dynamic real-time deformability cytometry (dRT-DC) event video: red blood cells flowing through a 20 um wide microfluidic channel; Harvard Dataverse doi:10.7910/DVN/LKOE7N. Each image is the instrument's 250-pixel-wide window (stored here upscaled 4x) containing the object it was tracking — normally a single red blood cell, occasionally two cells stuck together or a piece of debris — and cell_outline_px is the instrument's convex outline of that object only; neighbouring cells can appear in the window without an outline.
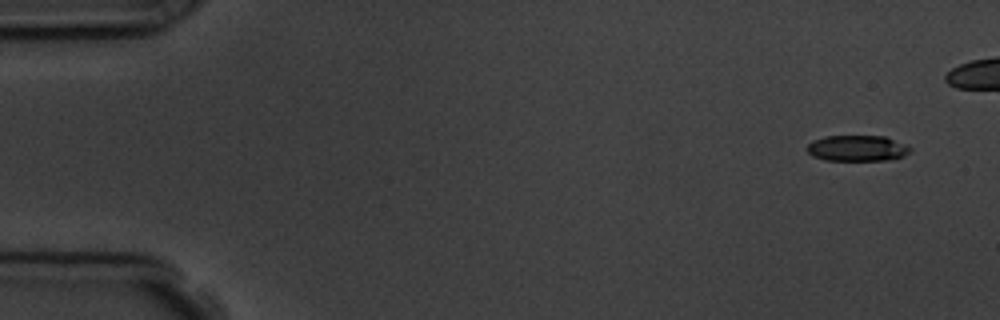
{"species": "common noctule bat (a hibernating species)", "species_latin": "Nyctalus noctula", "temperature_condition": "room temperature", "stored_images_in_passage": 6, "camera_frame_rate_fps": 3000, "um_per_image_px": 0.085, "animal": {"sex": "male", "body_mass_g": 19.5, "forearm_length_mm": 54.6}, "frame": {"image": 1, "passage_image": 1, "time_ms": 0.0, "image_size_px": [1000, 320], "cell_outline_px": [[912, 148], [904, 156], [888, 160], [824, 160], [812, 156], [808, 152], [808, 144], [812, 140], [824, 136], [884, 136]], "centroid_in_image_um": [72.82, 12.6], "position_along_channel_um": 12.2, "area_um2": 15.43}}